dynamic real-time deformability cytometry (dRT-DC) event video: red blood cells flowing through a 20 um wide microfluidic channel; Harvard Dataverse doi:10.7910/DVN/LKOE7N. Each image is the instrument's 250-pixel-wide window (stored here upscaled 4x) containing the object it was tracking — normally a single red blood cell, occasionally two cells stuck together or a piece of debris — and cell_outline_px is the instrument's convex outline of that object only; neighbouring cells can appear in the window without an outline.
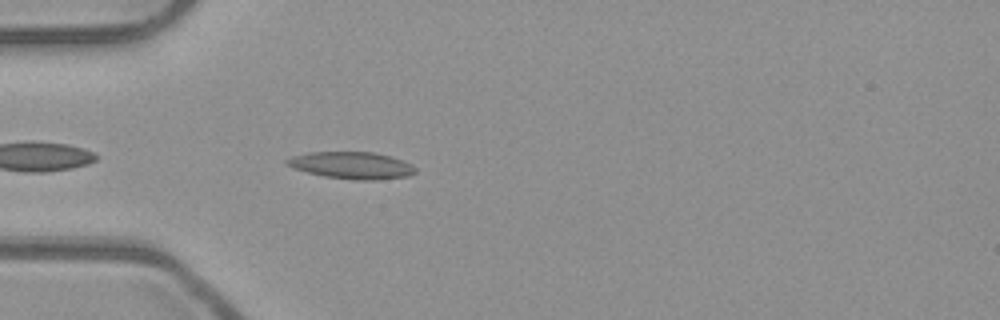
{"species": "common noctule bat (a hibernating species)", "species_latin": "Nyctalus noctula", "temperature_condition": "room temperature", "stored_images_in_passage": 40, "camera_frame_rate_fps": 3000, "um_per_image_px": 0.085, "animal": {"sex": "male", "body_mass_g": 23.1, "forearm_length_mm": 52.7}, "frame": {"image": 1, "passage_image": 3, "time_ms": 0.667, "image_size_px": [1000, 320], "cell_outline_px": [[416, 172], [408, 176], [372, 180], [352, 180], [324, 176], [308, 172], [284, 164], [284, 160], [292, 156], [308, 152], [372, 152], [388, 156], [412, 164], [416, 168]], "centroid_in_image_um": [29.87, 14.05], "position_along_channel_um": 55.1, "area_um2": 20.06}}
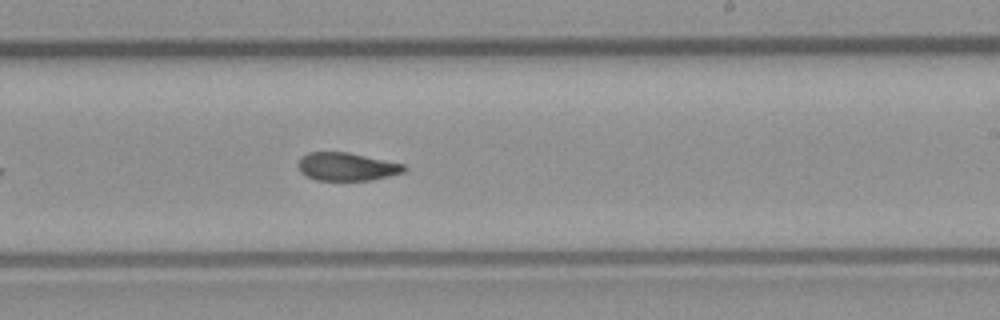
{"frame": {"image": 2, "passage_image": 19, "time_ms": 6.0, "image_size_px": [1000, 320], "cell_outline_px": [[408, 168], [404, 172], [372, 180], [316, 180], [304, 176], [300, 172], [296, 164], [300, 156], [308, 152], [348, 152], [404, 164]], "centroid_in_image_um": [29.42, 14.16], "position_along_channel_um": 259.6, "area_um2": 17.57}}
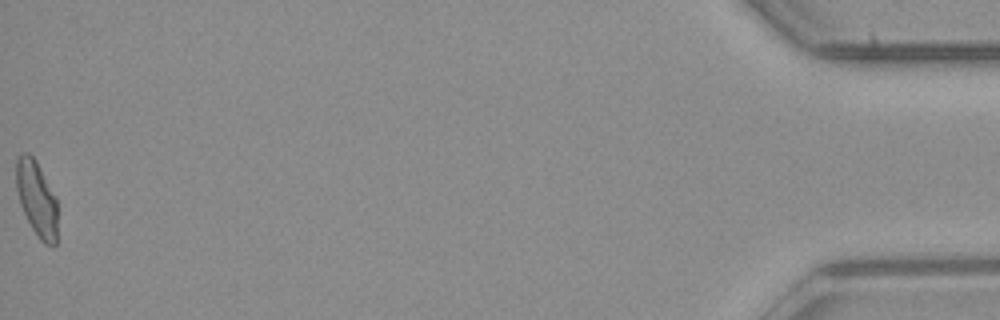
{"frame": {"image": 3, "passage_image": 40, "time_ms": 13.0, "image_size_px": [1000, 320], "cell_outline_px": [[56, 244], [52, 248], [44, 244], [40, 240], [32, 228], [20, 204], [16, 188], [16, 156], [24, 152], [28, 152], [36, 160], [56, 196]], "centroid_in_image_um": [3.11, 16.87], "position_along_channel_um": 432.1, "area_um2": 18.21}, "authors_computed_cell_mechanics": {"area_um2": 18.2359, "velocity_mm_per_s": 3.9553, "shape_relaxation_time_tau1_ms": null, "shape_relaxation_time_tau2_ms": 2.3577, "deformation_change_tau1": null, "deformation_change_tau2": 0.0833}}